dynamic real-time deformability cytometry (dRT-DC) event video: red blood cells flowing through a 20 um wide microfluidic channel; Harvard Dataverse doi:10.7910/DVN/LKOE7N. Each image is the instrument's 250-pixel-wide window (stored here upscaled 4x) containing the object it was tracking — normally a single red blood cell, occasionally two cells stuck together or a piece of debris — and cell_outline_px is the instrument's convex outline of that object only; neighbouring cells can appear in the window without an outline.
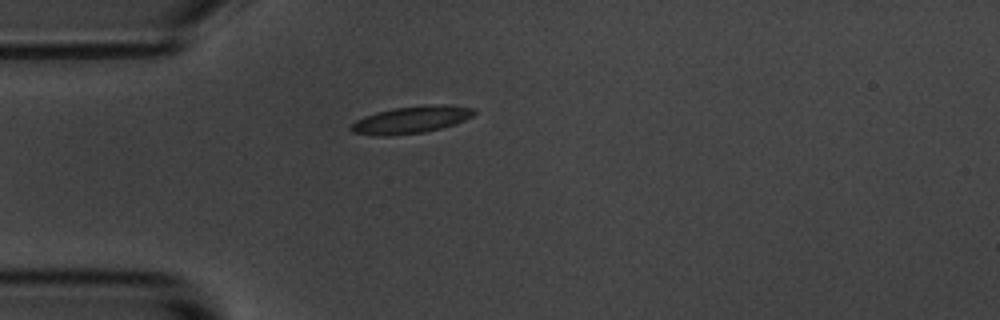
{"species": "common noctule bat (a hibernating species)", "species_latin": "Nyctalus noctula", "temperature_condition": "room temperature", "stored_images_in_passage": 1, "camera_frame_rate_fps": 3000, "um_per_image_px": 0.085, "animal": {"sex": "male", "body_mass_g": 20.1, "forearm_length_mm": 53.5}, "frame": {"image": 1, "passage_image": 1, "time_ms": 0.0, "image_size_px": [1000, 320], "cell_outline_px": [[476, 112], [472, 116], [464, 120], [440, 128], [424, 132], [388, 136], [380, 136], [352, 132], [348, 128], [356, 120], [364, 116], [376, 112], [396, 108], [428, 104], [444, 104], [476, 108]], "centroid_in_image_um": [34.95, 10.17], "position_along_channel_um": 50.1, "area_um2": 19.42}}